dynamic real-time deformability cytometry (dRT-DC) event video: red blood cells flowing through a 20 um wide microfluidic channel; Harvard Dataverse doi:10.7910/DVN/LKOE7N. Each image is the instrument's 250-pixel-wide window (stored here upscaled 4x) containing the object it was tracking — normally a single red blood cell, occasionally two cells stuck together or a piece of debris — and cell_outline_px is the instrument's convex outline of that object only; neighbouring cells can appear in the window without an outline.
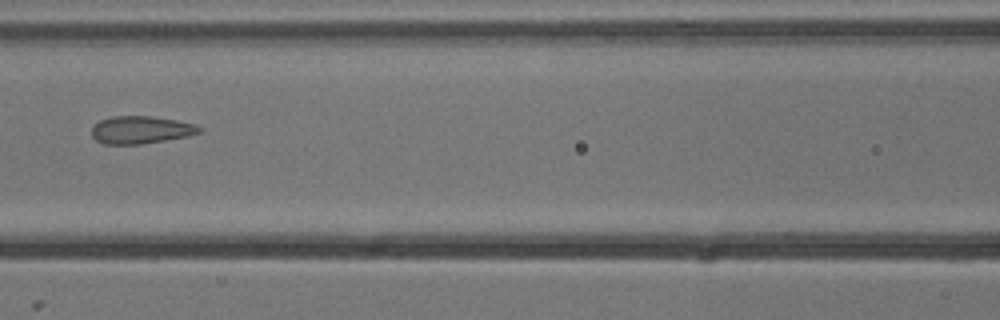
{"species": "common noctule bat (a hibernating species)", "species_latin": "Nyctalus noctula", "temperature_condition": "cold", "stored_images_in_passage": 9, "camera_frame_rate_fps": 3000, "um_per_image_px": 0.085, "animal": {"sex": "male", "body_mass_g": 13.3}, "frame": {"image": 1, "passage_image": 6, "time_ms": 1.667, "image_size_px": [1000, 320], "cell_outline_px": [[204, 128], [200, 132], [188, 136], [140, 144], [104, 144], [96, 140], [92, 136], [92, 128], [100, 120], [112, 116], [152, 116], [176, 120], [196, 124]], "centroid_in_image_um": [11.99, 11.03], "position_along_channel_um": 154.6, "area_um2": 17.28}}
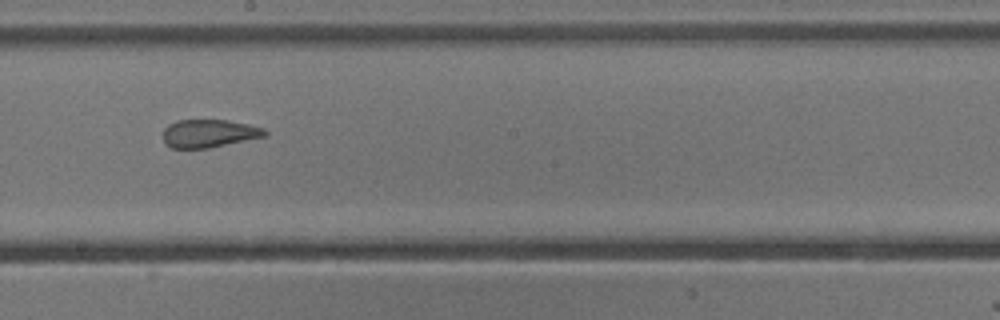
{"frame": {"image": 2, "passage_image": 8, "time_ms": 2.333, "image_size_px": [1000, 320], "cell_outline_px": [[268, 136], [208, 148], [172, 148], [164, 144], [164, 128], [168, 124], [176, 120], [228, 120], [248, 124], [264, 128], [268, 132]], "centroid_in_image_um": [17.78, 11.34], "position_along_channel_um": 230.4, "area_um2": 16.76}}
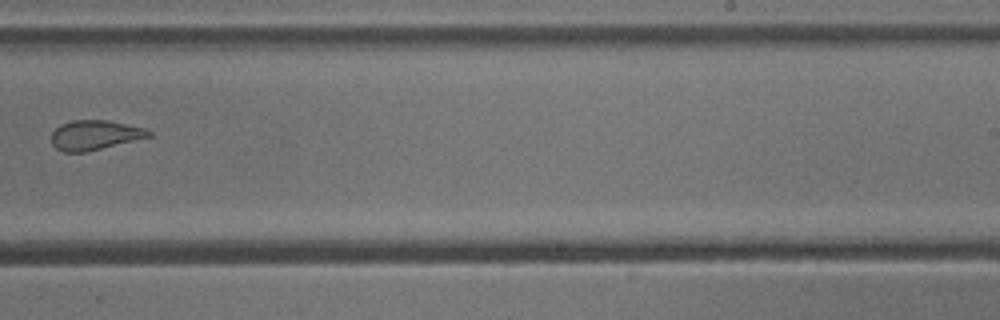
{"frame": {"image": 3, "passage_image": 9, "time_ms": 2.667, "image_size_px": [1000, 320], "cell_outline_px": [[152, 136], [84, 152], [64, 152], [56, 148], [52, 144], [52, 132], [60, 124], [72, 120], [108, 120], [144, 128], [152, 132]], "centroid_in_image_um": [8.04, 11.47], "position_along_channel_um": 281.0, "area_um2": 16.65}}